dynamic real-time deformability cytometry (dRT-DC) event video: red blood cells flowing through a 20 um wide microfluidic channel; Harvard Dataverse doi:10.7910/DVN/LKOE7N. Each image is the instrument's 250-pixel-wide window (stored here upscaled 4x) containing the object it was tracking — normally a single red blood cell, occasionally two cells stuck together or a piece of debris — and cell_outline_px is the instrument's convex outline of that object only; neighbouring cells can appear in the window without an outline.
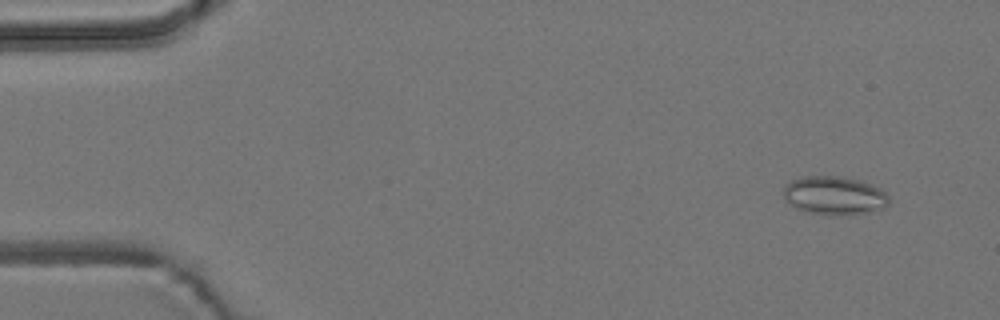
{"species": "common noctule bat (a hibernating species)", "species_latin": "Nyctalus noctula", "temperature_condition": "room temperature", "stored_images_in_passage": 5, "camera_frame_rate_fps": 3000, "um_per_image_px": 0.085, "animal": {"sex": "male", "body_mass_g": 19.2, "forearm_length_mm": 51.8}, "frame": {"image": 1, "passage_image": 2, "time_ms": 0.333, "image_size_px": [1000, 320], "cell_outline_px": [[888, 204], [884, 208], [868, 212], [836, 216], [804, 212], [796, 208], [784, 200], [784, 188], [792, 180], [800, 176], [840, 176], [860, 180], [872, 184], [880, 188], [888, 196]], "centroid_in_image_um": [70.91, 16.62], "position_along_channel_um": 14.1, "area_um2": 23.87}}
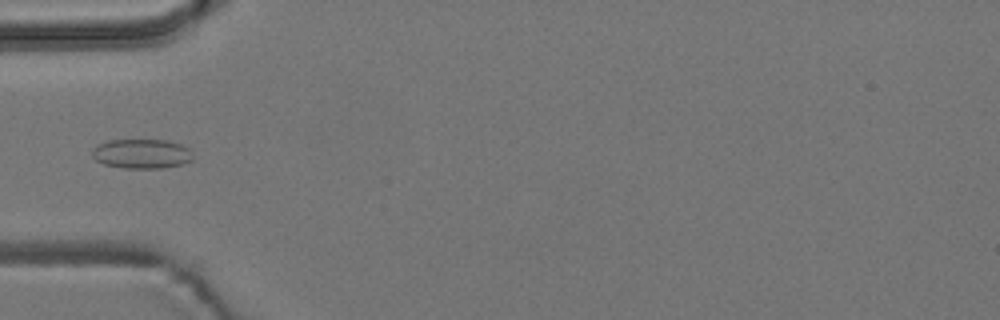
{"frame": {"image": 2, "passage_image": 5, "time_ms": 1.333, "image_size_px": [1000, 320], "cell_outline_px": [[192, 160], [184, 164], [164, 168], [124, 168], [104, 164], [96, 160], [92, 156], [92, 148], [108, 140], [168, 140], [180, 144], [188, 148], [192, 156]], "centroid_in_image_um": [12.04, 13.07], "position_along_channel_um": 73.0, "area_um2": 17.34}}